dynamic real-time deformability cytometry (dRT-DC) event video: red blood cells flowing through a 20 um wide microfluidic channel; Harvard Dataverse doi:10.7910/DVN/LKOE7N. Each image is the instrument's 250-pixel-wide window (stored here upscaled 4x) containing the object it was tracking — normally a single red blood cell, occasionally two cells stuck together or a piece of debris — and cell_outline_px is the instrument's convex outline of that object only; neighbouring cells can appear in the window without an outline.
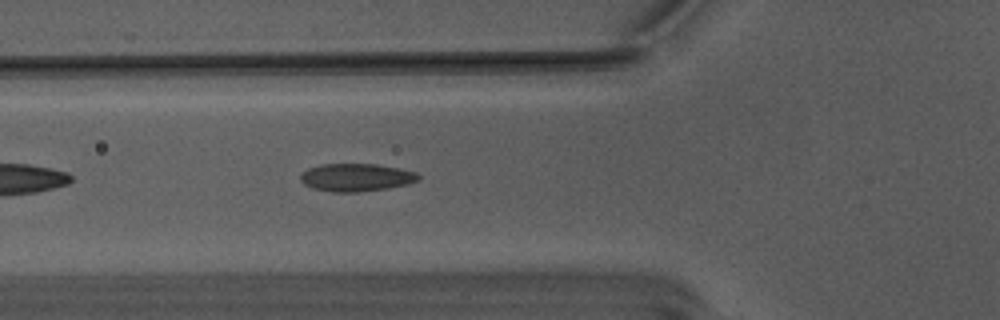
{"species": "Egyptian fruit bat (a non-hibernating species)", "species_latin": "Rousettus aegyptiacus", "temperature_condition": "warm", "stored_images_in_passage": 7, "camera_frame_rate_fps": 3000, "um_per_image_px": 0.085, "animal": {"sex": "male"}, "frame": {"image": 1, "passage_image": 2, "time_ms": 0.333, "image_size_px": [1000, 320], "cell_outline_px": [[420, 180], [408, 184], [388, 188], [356, 192], [332, 192], [312, 188], [304, 184], [300, 180], [300, 172], [308, 168], [320, 164], [376, 164], [400, 168], [416, 172], [420, 176]], "centroid_in_image_um": [30.27, 15.07], "position_along_channel_um": 95.5, "area_um2": 19.31}}